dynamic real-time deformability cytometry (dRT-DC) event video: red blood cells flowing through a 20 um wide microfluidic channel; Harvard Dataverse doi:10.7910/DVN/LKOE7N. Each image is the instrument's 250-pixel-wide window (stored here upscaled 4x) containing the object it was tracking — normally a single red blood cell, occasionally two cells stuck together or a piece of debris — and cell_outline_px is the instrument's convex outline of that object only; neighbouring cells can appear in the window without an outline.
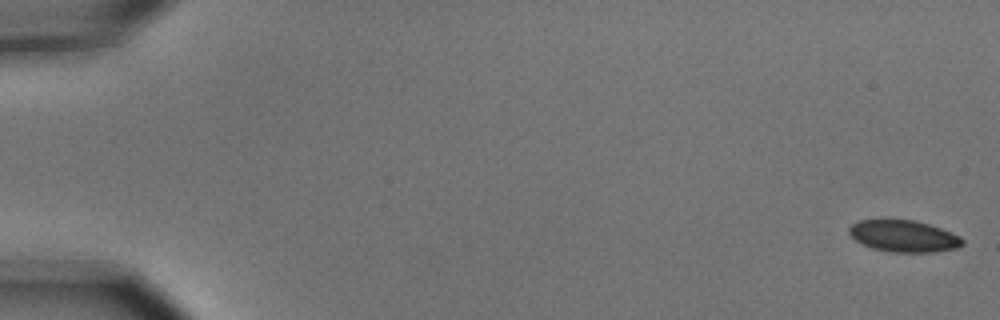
{"species": "common noctule bat (a hibernating species)", "species_latin": "Nyctalus noctula", "temperature_condition": "cold", "stored_images_in_passage": 6, "camera_frame_rate_fps": 3000, "um_per_image_px": 0.085, "animal": {"sex": "male", "body_mass_g": 15.6}, "frame": {"image": 1, "passage_image": 1, "time_ms": 0.0, "image_size_px": [1000, 320], "cell_outline_px": [[964, 244], [956, 248], [936, 252], [892, 252], [872, 248], [856, 240], [848, 232], [848, 228], [852, 224], [860, 220], [888, 216], [912, 220], [928, 224], [940, 228], [960, 236], [964, 240]], "centroid_in_image_um": [76.78, 20.02], "position_along_channel_um": 8.2, "area_um2": 21.5}}
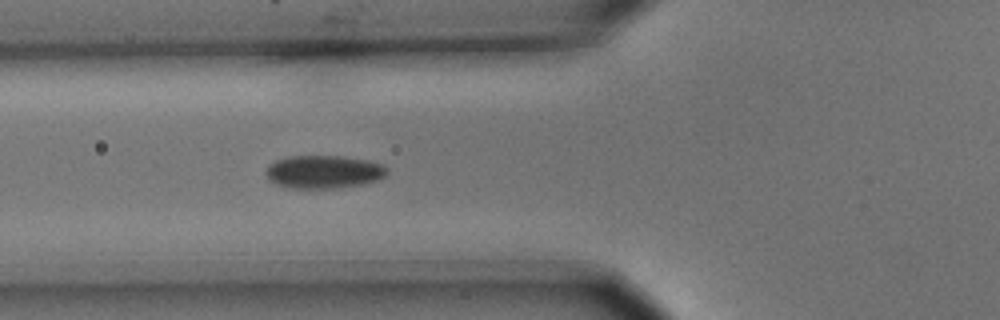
{"frame": {"image": 2, "passage_image": 6, "time_ms": 1.667, "image_size_px": [1000, 320], "cell_outline_px": [[388, 172], [384, 176], [376, 180], [364, 184], [336, 188], [292, 188], [276, 184], [268, 180], [264, 172], [268, 164], [276, 160], [288, 156], [344, 156], [368, 160], [384, 164], [388, 168]], "centroid_in_image_um": [27.5, 14.6], "position_along_channel_um": 98.3, "area_um2": 23.64}}